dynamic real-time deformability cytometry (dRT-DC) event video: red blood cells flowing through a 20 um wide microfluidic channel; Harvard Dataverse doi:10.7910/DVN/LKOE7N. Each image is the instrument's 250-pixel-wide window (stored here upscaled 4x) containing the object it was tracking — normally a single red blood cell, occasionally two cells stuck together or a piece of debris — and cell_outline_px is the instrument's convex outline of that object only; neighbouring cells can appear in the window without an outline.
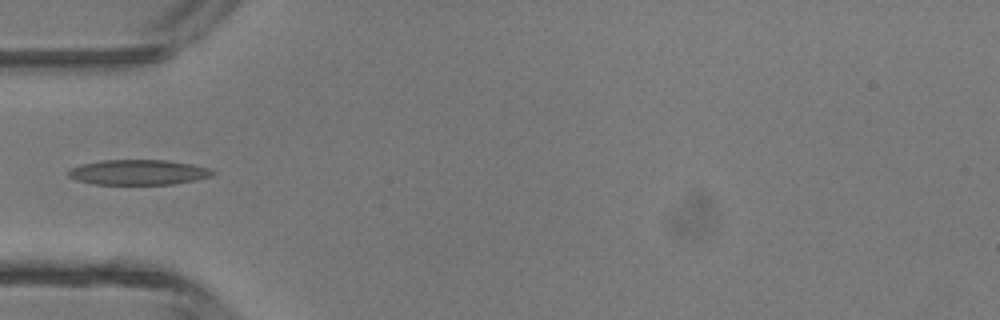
{"species": "common noctule bat (a hibernating species)", "species_latin": "Nyctalus noctula", "temperature_condition": "room temperature", "stored_images_in_passage": 4, "camera_frame_rate_fps": 3000, "um_per_image_px": 0.085, "animal": {"sex": "male", "body_mass_g": 13.3}, "frame": {"image": 1, "passage_image": 3, "time_ms": 0.667, "image_size_px": [1000, 320], "cell_outline_px": [[216, 172], [212, 176], [196, 180], [172, 184], [92, 184], [76, 180], [68, 176], [68, 172], [72, 168], [80, 164], [100, 160], [168, 160], [192, 164], [208, 168]], "centroid_in_image_um": [11.76, 14.64], "position_along_channel_um": 73.2, "area_um2": 21.21}}
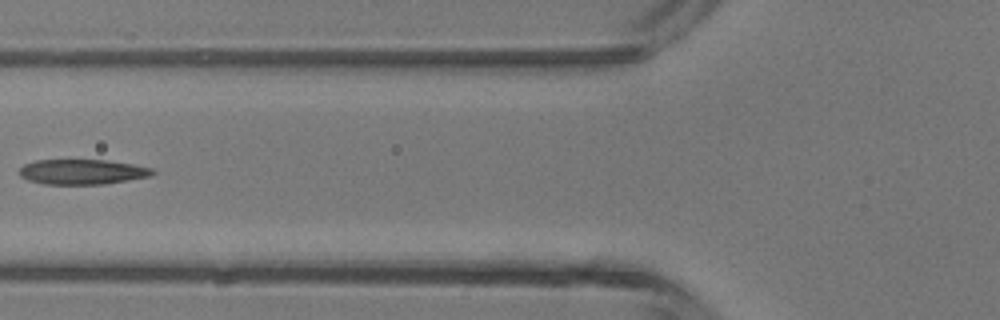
{"frame": {"image": 2, "passage_image": 4, "time_ms": 1.0, "image_size_px": [1000, 320], "cell_outline_px": [[156, 172], [152, 176], [104, 184], [44, 184], [28, 180], [20, 176], [20, 168], [24, 164], [36, 160], [108, 160], [132, 164], [152, 168]], "centroid_in_image_um": [7.01, 14.6], "position_along_channel_um": 118.8, "area_um2": 19.48}}